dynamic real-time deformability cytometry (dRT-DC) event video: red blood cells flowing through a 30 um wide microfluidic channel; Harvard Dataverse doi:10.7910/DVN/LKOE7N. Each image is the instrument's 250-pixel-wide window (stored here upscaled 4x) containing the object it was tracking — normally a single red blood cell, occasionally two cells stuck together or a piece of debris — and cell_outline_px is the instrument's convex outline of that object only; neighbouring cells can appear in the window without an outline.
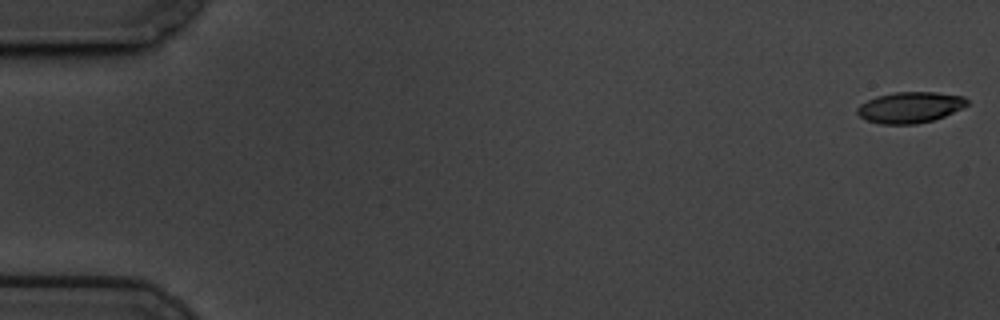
{"species": "common noctule bat (a hibernating species)", "species_latin": "Nyctalus noctula", "temperature_condition": "cold", "stored_images_in_passage": 59, "camera_frame_rate_fps": 3000, "um_per_image_px": 0.085, "animal": {"sex": "male", "body_mass_g": 19.5, "forearm_length_mm": 54.6}, "frame": {"image": 1, "passage_image": 1, "time_ms": 0.0, "image_size_px": [1000, 320], "cell_outline_px": [[968, 104], [944, 116], [932, 120], [916, 124], [880, 124], [868, 120], [860, 116], [856, 112], [856, 108], [860, 104], [876, 96], [896, 92], [936, 92], [964, 96], [968, 100]], "centroid_in_image_um": [77.33, 9.12], "position_along_channel_um": 7.7, "area_um2": 19.71}}
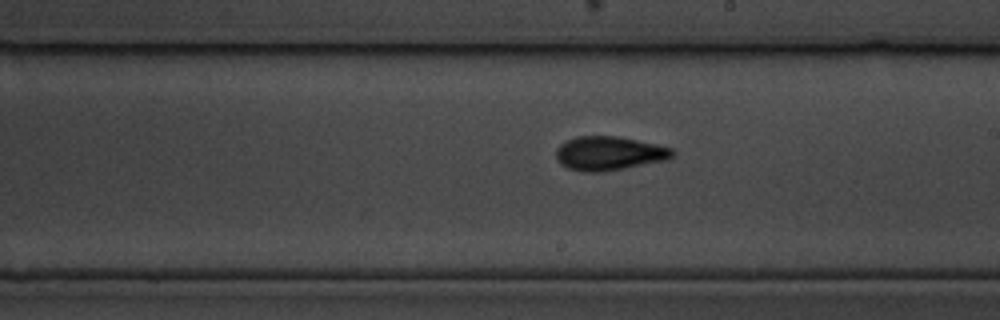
{"frame": {"image": 2, "passage_image": 34, "time_ms": 11.0, "image_size_px": [1000, 320], "cell_outline_px": [[676, 156], [668, 160], [604, 172], [584, 172], [568, 168], [560, 164], [556, 156], [556, 148], [560, 144], [576, 136], [620, 136], [656, 144], [672, 148], [676, 152]], "centroid_in_image_um": [51.81, 13.04], "position_along_channel_um": 237.2, "area_um2": 23.35}}
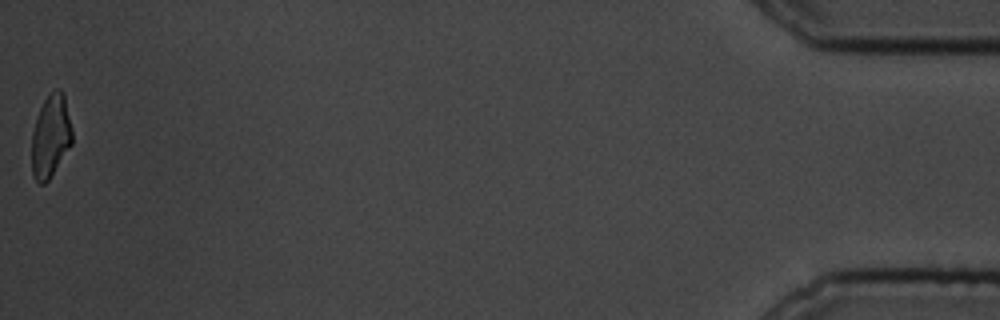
{"frame": {"image": 3, "passage_image": 59, "time_ms": 19.333, "image_size_px": [1000, 320], "cell_outline_px": [[72, 144], [48, 180], [44, 184], [40, 184], [32, 176], [32, 132], [36, 116], [48, 92], [56, 88], [60, 88], [64, 92], [72, 128]], "centroid_in_image_um": [4.31, 11.52], "position_along_channel_um": 430.9, "area_um2": 19.77}, "authors_computed_cell_mechanics": {"area_um2": 20.7502, "velocity_mm_per_s": 3.44, "shape_relaxation_time_tau1_ms": 4.239, "shape_relaxation_time_tau2_ms": 3.8163, "deformation_change_tau1": 0.1414, "deformation_change_tau2": 0.1067}}